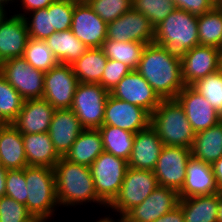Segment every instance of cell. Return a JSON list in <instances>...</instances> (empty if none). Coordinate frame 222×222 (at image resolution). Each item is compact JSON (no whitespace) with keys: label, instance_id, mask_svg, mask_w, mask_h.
<instances>
[{"label":"cell","instance_id":"obj_1","mask_svg":"<svg viewBox=\"0 0 222 222\" xmlns=\"http://www.w3.org/2000/svg\"><path fill=\"white\" fill-rule=\"evenodd\" d=\"M136 71L163 99H176L185 87L181 60L167 53L156 43L146 44Z\"/></svg>","mask_w":222,"mask_h":222},{"label":"cell","instance_id":"obj_2","mask_svg":"<svg viewBox=\"0 0 222 222\" xmlns=\"http://www.w3.org/2000/svg\"><path fill=\"white\" fill-rule=\"evenodd\" d=\"M56 196L59 206L83 205L87 202L107 205L98 197L88 166L76 164L61 157L54 166Z\"/></svg>","mask_w":222,"mask_h":222},{"label":"cell","instance_id":"obj_3","mask_svg":"<svg viewBox=\"0 0 222 222\" xmlns=\"http://www.w3.org/2000/svg\"><path fill=\"white\" fill-rule=\"evenodd\" d=\"M198 33V16L176 8L154 28V43L182 60L188 50L199 45Z\"/></svg>","mask_w":222,"mask_h":222},{"label":"cell","instance_id":"obj_4","mask_svg":"<svg viewBox=\"0 0 222 222\" xmlns=\"http://www.w3.org/2000/svg\"><path fill=\"white\" fill-rule=\"evenodd\" d=\"M150 126L164 146L191 149L195 132L187 120L183 106L177 99H163L150 114Z\"/></svg>","mask_w":222,"mask_h":222},{"label":"cell","instance_id":"obj_5","mask_svg":"<svg viewBox=\"0 0 222 222\" xmlns=\"http://www.w3.org/2000/svg\"><path fill=\"white\" fill-rule=\"evenodd\" d=\"M27 186L26 207L34 218L50 220L58 205L55 173L51 167H25Z\"/></svg>","mask_w":222,"mask_h":222},{"label":"cell","instance_id":"obj_6","mask_svg":"<svg viewBox=\"0 0 222 222\" xmlns=\"http://www.w3.org/2000/svg\"><path fill=\"white\" fill-rule=\"evenodd\" d=\"M89 168L96 194L108 206L119 194L128 161L103 151Z\"/></svg>","mask_w":222,"mask_h":222},{"label":"cell","instance_id":"obj_7","mask_svg":"<svg viewBox=\"0 0 222 222\" xmlns=\"http://www.w3.org/2000/svg\"><path fill=\"white\" fill-rule=\"evenodd\" d=\"M159 186L153 171L128 167L119 194L107 206L119 216H125L142 203Z\"/></svg>","mask_w":222,"mask_h":222},{"label":"cell","instance_id":"obj_8","mask_svg":"<svg viewBox=\"0 0 222 222\" xmlns=\"http://www.w3.org/2000/svg\"><path fill=\"white\" fill-rule=\"evenodd\" d=\"M108 95L99 83L77 84L71 110L85 129H98L103 125Z\"/></svg>","mask_w":222,"mask_h":222},{"label":"cell","instance_id":"obj_9","mask_svg":"<svg viewBox=\"0 0 222 222\" xmlns=\"http://www.w3.org/2000/svg\"><path fill=\"white\" fill-rule=\"evenodd\" d=\"M0 73L24 100L43 98L45 73L32 67L23 57L2 62Z\"/></svg>","mask_w":222,"mask_h":222},{"label":"cell","instance_id":"obj_10","mask_svg":"<svg viewBox=\"0 0 222 222\" xmlns=\"http://www.w3.org/2000/svg\"><path fill=\"white\" fill-rule=\"evenodd\" d=\"M77 84L78 80L71 65L59 63L45 72L43 99L55 109H69Z\"/></svg>","mask_w":222,"mask_h":222},{"label":"cell","instance_id":"obj_11","mask_svg":"<svg viewBox=\"0 0 222 222\" xmlns=\"http://www.w3.org/2000/svg\"><path fill=\"white\" fill-rule=\"evenodd\" d=\"M191 149L181 146H164L153 170L158 184L179 191L185 181L186 164Z\"/></svg>","mask_w":222,"mask_h":222},{"label":"cell","instance_id":"obj_12","mask_svg":"<svg viewBox=\"0 0 222 222\" xmlns=\"http://www.w3.org/2000/svg\"><path fill=\"white\" fill-rule=\"evenodd\" d=\"M103 125H111L137 133L150 126V113L139 106L108 95Z\"/></svg>","mask_w":222,"mask_h":222},{"label":"cell","instance_id":"obj_13","mask_svg":"<svg viewBox=\"0 0 222 222\" xmlns=\"http://www.w3.org/2000/svg\"><path fill=\"white\" fill-rule=\"evenodd\" d=\"M109 94L147 110L150 114L160 105L162 99L151 85L136 71L131 70Z\"/></svg>","mask_w":222,"mask_h":222},{"label":"cell","instance_id":"obj_14","mask_svg":"<svg viewBox=\"0 0 222 222\" xmlns=\"http://www.w3.org/2000/svg\"><path fill=\"white\" fill-rule=\"evenodd\" d=\"M107 39L150 44L154 42V27L144 14L131 8L107 24Z\"/></svg>","mask_w":222,"mask_h":222},{"label":"cell","instance_id":"obj_15","mask_svg":"<svg viewBox=\"0 0 222 222\" xmlns=\"http://www.w3.org/2000/svg\"><path fill=\"white\" fill-rule=\"evenodd\" d=\"M70 30L88 48L102 47L107 39V24L86 4H75Z\"/></svg>","mask_w":222,"mask_h":222},{"label":"cell","instance_id":"obj_16","mask_svg":"<svg viewBox=\"0 0 222 222\" xmlns=\"http://www.w3.org/2000/svg\"><path fill=\"white\" fill-rule=\"evenodd\" d=\"M179 200L177 190L159 185L124 216L125 222H153L178 206Z\"/></svg>","mask_w":222,"mask_h":222},{"label":"cell","instance_id":"obj_17","mask_svg":"<svg viewBox=\"0 0 222 222\" xmlns=\"http://www.w3.org/2000/svg\"><path fill=\"white\" fill-rule=\"evenodd\" d=\"M220 49L214 46L197 45L188 50L181 60L182 79L185 86L219 71Z\"/></svg>","mask_w":222,"mask_h":222},{"label":"cell","instance_id":"obj_18","mask_svg":"<svg viewBox=\"0 0 222 222\" xmlns=\"http://www.w3.org/2000/svg\"><path fill=\"white\" fill-rule=\"evenodd\" d=\"M176 99L183 106L187 120L195 133L213 127L222 120V116L210 102L191 86H185Z\"/></svg>","mask_w":222,"mask_h":222},{"label":"cell","instance_id":"obj_19","mask_svg":"<svg viewBox=\"0 0 222 222\" xmlns=\"http://www.w3.org/2000/svg\"><path fill=\"white\" fill-rule=\"evenodd\" d=\"M219 192L212 164L206 163L192 155L186 164V177L179 198L212 195Z\"/></svg>","mask_w":222,"mask_h":222},{"label":"cell","instance_id":"obj_20","mask_svg":"<svg viewBox=\"0 0 222 222\" xmlns=\"http://www.w3.org/2000/svg\"><path fill=\"white\" fill-rule=\"evenodd\" d=\"M55 110L43 98L24 100L22 109L12 125L21 134L46 133Z\"/></svg>","mask_w":222,"mask_h":222},{"label":"cell","instance_id":"obj_21","mask_svg":"<svg viewBox=\"0 0 222 222\" xmlns=\"http://www.w3.org/2000/svg\"><path fill=\"white\" fill-rule=\"evenodd\" d=\"M84 129L71 108L56 109L48 134L57 153L64 157Z\"/></svg>","mask_w":222,"mask_h":222},{"label":"cell","instance_id":"obj_22","mask_svg":"<svg viewBox=\"0 0 222 222\" xmlns=\"http://www.w3.org/2000/svg\"><path fill=\"white\" fill-rule=\"evenodd\" d=\"M28 39V28L23 16H6L0 23V64L12 58L22 57Z\"/></svg>","mask_w":222,"mask_h":222},{"label":"cell","instance_id":"obj_23","mask_svg":"<svg viewBox=\"0 0 222 222\" xmlns=\"http://www.w3.org/2000/svg\"><path fill=\"white\" fill-rule=\"evenodd\" d=\"M163 147L162 141L151 126L135 133L128 167L153 171Z\"/></svg>","mask_w":222,"mask_h":222},{"label":"cell","instance_id":"obj_24","mask_svg":"<svg viewBox=\"0 0 222 222\" xmlns=\"http://www.w3.org/2000/svg\"><path fill=\"white\" fill-rule=\"evenodd\" d=\"M0 164L7 170L28 166L22 134L12 124L0 126Z\"/></svg>","mask_w":222,"mask_h":222},{"label":"cell","instance_id":"obj_25","mask_svg":"<svg viewBox=\"0 0 222 222\" xmlns=\"http://www.w3.org/2000/svg\"><path fill=\"white\" fill-rule=\"evenodd\" d=\"M28 166L54 168L61 158L54 148L51 137L46 133L22 134Z\"/></svg>","mask_w":222,"mask_h":222},{"label":"cell","instance_id":"obj_26","mask_svg":"<svg viewBox=\"0 0 222 222\" xmlns=\"http://www.w3.org/2000/svg\"><path fill=\"white\" fill-rule=\"evenodd\" d=\"M104 151L99 129H84L64 158L70 162L90 167Z\"/></svg>","mask_w":222,"mask_h":222},{"label":"cell","instance_id":"obj_27","mask_svg":"<svg viewBox=\"0 0 222 222\" xmlns=\"http://www.w3.org/2000/svg\"><path fill=\"white\" fill-rule=\"evenodd\" d=\"M191 155L209 164L222 157V120L213 127L195 133Z\"/></svg>","mask_w":222,"mask_h":222},{"label":"cell","instance_id":"obj_28","mask_svg":"<svg viewBox=\"0 0 222 222\" xmlns=\"http://www.w3.org/2000/svg\"><path fill=\"white\" fill-rule=\"evenodd\" d=\"M178 205L182 208L185 222H217L219 192L180 198Z\"/></svg>","mask_w":222,"mask_h":222},{"label":"cell","instance_id":"obj_29","mask_svg":"<svg viewBox=\"0 0 222 222\" xmlns=\"http://www.w3.org/2000/svg\"><path fill=\"white\" fill-rule=\"evenodd\" d=\"M107 60L102 47L88 48L79 59L71 64L78 83H99Z\"/></svg>","mask_w":222,"mask_h":222},{"label":"cell","instance_id":"obj_30","mask_svg":"<svg viewBox=\"0 0 222 222\" xmlns=\"http://www.w3.org/2000/svg\"><path fill=\"white\" fill-rule=\"evenodd\" d=\"M55 57L62 64L71 65L79 59L88 47L77 39L72 31L54 32L44 40Z\"/></svg>","mask_w":222,"mask_h":222},{"label":"cell","instance_id":"obj_31","mask_svg":"<svg viewBox=\"0 0 222 222\" xmlns=\"http://www.w3.org/2000/svg\"><path fill=\"white\" fill-rule=\"evenodd\" d=\"M98 129L102 137L104 151L128 161L135 133L111 125H102Z\"/></svg>","mask_w":222,"mask_h":222},{"label":"cell","instance_id":"obj_32","mask_svg":"<svg viewBox=\"0 0 222 222\" xmlns=\"http://www.w3.org/2000/svg\"><path fill=\"white\" fill-rule=\"evenodd\" d=\"M145 46L146 43L142 42H120L106 39L103 43L102 49L108 59L120 61L132 70H136Z\"/></svg>","mask_w":222,"mask_h":222},{"label":"cell","instance_id":"obj_33","mask_svg":"<svg viewBox=\"0 0 222 222\" xmlns=\"http://www.w3.org/2000/svg\"><path fill=\"white\" fill-rule=\"evenodd\" d=\"M199 45L222 48V10L214 7L198 16Z\"/></svg>","mask_w":222,"mask_h":222},{"label":"cell","instance_id":"obj_34","mask_svg":"<svg viewBox=\"0 0 222 222\" xmlns=\"http://www.w3.org/2000/svg\"><path fill=\"white\" fill-rule=\"evenodd\" d=\"M22 57L32 67L44 73L60 63L44 40L29 38Z\"/></svg>","mask_w":222,"mask_h":222},{"label":"cell","instance_id":"obj_35","mask_svg":"<svg viewBox=\"0 0 222 222\" xmlns=\"http://www.w3.org/2000/svg\"><path fill=\"white\" fill-rule=\"evenodd\" d=\"M24 99L0 73V123L12 124L22 109Z\"/></svg>","mask_w":222,"mask_h":222},{"label":"cell","instance_id":"obj_36","mask_svg":"<svg viewBox=\"0 0 222 222\" xmlns=\"http://www.w3.org/2000/svg\"><path fill=\"white\" fill-rule=\"evenodd\" d=\"M132 9L144 14L155 28L176 6L173 0H132Z\"/></svg>","mask_w":222,"mask_h":222},{"label":"cell","instance_id":"obj_37","mask_svg":"<svg viewBox=\"0 0 222 222\" xmlns=\"http://www.w3.org/2000/svg\"><path fill=\"white\" fill-rule=\"evenodd\" d=\"M191 87L206 98L222 116V73L217 71L198 80Z\"/></svg>","mask_w":222,"mask_h":222},{"label":"cell","instance_id":"obj_38","mask_svg":"<svg viewBox=\"0 0 222 222\" xmlns=\"http://www.w3.org/2000/svg\"><path fill=\"white\" fill-rule=\"evenodd\" d=\"M15 15L23 16L31 39L45 40L55 32L51 31V12H48L47 8L32 11L30 18L25 13Z\"/></svg>","mask_w":222,"mask_h":222},{"label":"cell","instance_id":"obj_39","mask_svg":"<svg viewBox=\"0 0 222 222\" xmlns=\"http://www.w3.org/2000/svg\"><path fill=\"white\" fill-rule=\"evenodd\" d=\"M88 5L106 23H110L132 8V0H90Z\"/></svg>","mask_w":222,"mask_h":222},{"label":"cell","instance_id":"obj_40","mask_svg":"<svg viewBox=\"0 0 222 222\" xmlns=\"http://www.w3.org/2000/svg\"><path fill=\"white\" fill-rule=\"evenodd\" d=\"M51 12V31L69 30L72 24L74 3L70 0H56L47 7Z\"/></svg>","mask_w":222,"mask_h":222},{"label":"cell","instance_id":"obj_41","mask_svg":"<svg viewBox=\"0 0 222 222\" xmlns=\"http://www.w3.org/2000/svg\"><path fill=\"white\" fill-rule=\"evenodd\" d=\"M33 219L26 205L8 196L0 198V222H30Z\"/></svg>","mask_w":222,"mask_h":222},{"label":"cell","instance_id":"obj_42","mask_svg":"<svg viewBox=\"0 0 222 222\" xmlns=\"http://www.w3.org/2000/svg\"><path fill=\"white\" fill-rule=\"evenodd\" d=\"M5 186V196L26 205L28 195L25 181V168L7 170Z\"/></svg>","mask_w":222,"mask_h":222},{"label":"cell","instance_id":"obj_43","mask_svg":"<svg viewBox=\"0 0 222 222\" xmlns=\"http://www.w3.org/2000/svg\"><path fill=\"white\" fill-rule=\"evenodd\" d=\"M131 70L120 61L108 59L99 84L110 92Z\"/></svg>","mask_w":222,"mask_h":222},{"label":"cell","instance_id":"obj_44","mask_svg":"<svg viewBox=\"0 0 222 222\" xmlns=\"http://www.w3.org/2000/svg\"><path fill=\"white\" fill-rule=\"evenodd\" d=\"M176 8L199 16L211 11L215 5L210 0H173Z\"/></svg>","mask_w":222,"mask_h":222},{"label":"cell","instance_id":"obj_45","mask_svg":"<svg viewBox=\"0 0 222 222\" xmlns=\"http://www.w3.org/2000/svg\"><path fill=\"white\" fill-rule=\"evenodd\" d=\"M18 1V0H17ZM56 0H21V6L27 15L31 14L32 11L47 8L51 3Z\"/></svg>","mask_w":222,"mask_h":222},{"label":"cell","instance_id":"obj_46","mask_svg":"<svg viewBox=\"0 0 222 222\" xmlns=\"http://www.w3.org/2000/svg\"><path fill=\"white\" fill-rule=\"evenodd\" d=\"M153 222H185L182 208L178 205Z\"/></svg>","mask_w":222,"mask_h":222},{"label":"cell","instance_id":"obj_47","mask_svg":"<svg viewBox=\"0 0 222 222\" xmlns=\"http://www.w3.org/2000/svg\"><path fill=\"white\" fill-rule=\"evenodd\" d=\"M219 191H222V157L212 164Z\"/></svg>","mask_w":222,"mask_h":222},{"label":"cell","instance_id":"obj_48","mask_svg":"<svg viewBox=\"0 0 222 222\" xmlns=\"http://www.w3.org/2000/svg\"><path fill=\"white\" fill-rule=\"evenodd\" d=\"M6 175H7V169L3 165L0 164V198L5 196Z\"/></svg>","mask_w":222,"mask_h":222},{"label":"cell","instance_id":"obj_49","mask_svg":"<svg viewBox=\"0 0 222 222\" xmlns=\"http://www.w3.org/2000/svg\"><path fill=\"white\" fill-rule=\"evenodd\" d=\"M217 222H222V191H219V206H218Z\"/></svg>","mask_w":222,"mask_h":222},{"label":"cell","instance_id":"obj_50","mask_svg":"<svg viewBox=\"0 0 222 222\" xmlns=\"http://www.w3.org/2000/svg\"><path fill=\"white\" fill-rule=\"evenodd\" d=\"M96 222H125V218L123 216H120L117 221L113 220L112 218H110V215L107 217L105 216L104 218H100L98 221Z\"/></svg>","mask_w":222,"mask_h":222},{"label":"cell","instance_id":"obj_51","mask_svg":"<svg viewBox=\"0 0 222 222\" xmlns=\"http://www.w3.org/2000/svg\"><path fill=\"white\" fill-rule=\"evenodd\" d=\"M7 14V9L5 10V8L3 6H0V23L6 18Z\"/></svg>","mask_w":222,"mask_h":222},{"label":"cell","instance_id":"obj_52","mask_svg":"<svg viewBox=\"0 0 222 222\" xmlns=\"http://www.w3.org/2000/svg\"><path fill=\"white\" fill-rule=\"evenodd\" d=\"M219 71L222 73V48H220L219 52Z\"/></svg>","mask_w":222,"mask_h":222},{"label":"cell","instance_id":"obj_53","mask_svg":"<svg viewBox=\"0 0 222 222\" xmlns=\"http://www.w3.org/2000/svg\"><path fill=\"white\" fill-rule=\"evenodd\" d=\"M70 1L75 4H86L89 3L90 0H70Z\"/></svg>","mask_w":222,"mask_h":222},{"label":"cell","instance_id":"obj_54","mask_svg":"<svg viewBox=\"0 0 222 222\" xmlns=\"http://www.w3.org/2000/svg\"><path fill=\"white\" fill-rule=\"evenodd\" d=\"M11 1V2H10ZM15 0H0V6H3V7H5V5L7 4L8 5V3L10 2V3H12V2H14Z\"/></svg>","mask_w":222,"mask_h":222},{"label":"cell","instance_id":"obj_55","mask_svg":"<svg viewBox=\"0 0 222 222\" xmlns=\"http://www.w3.org/2000/svg\"><path fill=\"white\" fill-rule=\"evenodd\" d=\"M215 7L222 10V0H219V1L215 4Z\"/></svg>","mask_w":222,"mask_h":222},{"label":"cell","instance_id":"obj_56","mask_svg":"<svg viewBox=\"0 0 222 222\" xmlns=\"http://www.w3.org/2000/svg\"><path fill=\"white\" fill-rule=\"evenodd\" d=\"M47 218H37V222H47Z\"/></svg>","mask_w":222,"mask_h":222},{"label":"cell","instance_id":"obj_57","mask_svg":"<svg viewBox=\"0 0 222 222\" xmlns=\"http://www.w3.org/2000/svg\"><path fill=\"white\" fill-rule=\"evenodd\" d=\"M214 5L219 1V0H210Z\"/></svg>","mask_w":222,"mask_h":222},{"label":"cell","instance_id":"obj_58","mask_svg":"<svg viewBox=\"0 0 222 222\" xmlns=\"http://www.w3.org/2000/svg\"><path fill=\"white\" fill-rule=\"evenodd\" d=\"M30 222H37V218H34L32 221H30Z\"/></svg>","mask_w":222,"mask_h":222}]
</instances>
